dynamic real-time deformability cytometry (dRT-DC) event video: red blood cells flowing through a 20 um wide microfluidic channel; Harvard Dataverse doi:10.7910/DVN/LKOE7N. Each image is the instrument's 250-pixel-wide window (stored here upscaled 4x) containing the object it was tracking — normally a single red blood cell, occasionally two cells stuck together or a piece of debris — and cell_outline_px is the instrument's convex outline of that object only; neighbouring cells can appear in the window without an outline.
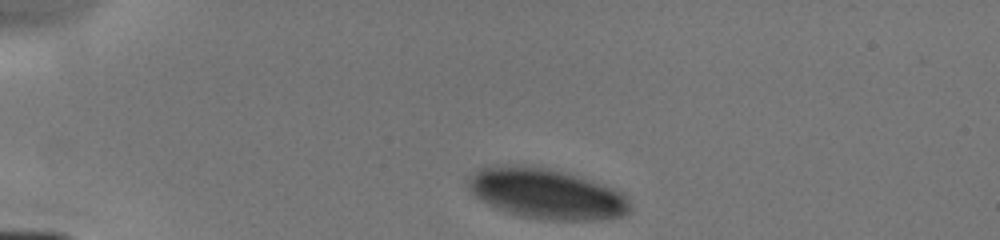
{"species": "human", "species_latin": "Homo sapiens", "temperature_condition": "cold", "stored_images_in_passage": 4, "camera_frame_rate_fps": 3000, "um_per_image_px": 0.085, "donor": {"sex": "male"}, "frame": {"image": 1, "passage_image": 1, "time_ms": 0.0, "image_size_px": [1000, 240], "cell_outline_px": [[628, 212], [624, 216], [600, 220], [548, 220], [520, 216], [508, 212], [480, 200], [468, 188], [468, 180], [480, 168], [504, 164], [516, 164], [548, 168], [564, 172], [616, 188], [624, 192], [628, 196]], "centroid_in_image_um": [46.48, 16.46], "position_along_channel_um": 38.5, "area_um2": 47.45}}